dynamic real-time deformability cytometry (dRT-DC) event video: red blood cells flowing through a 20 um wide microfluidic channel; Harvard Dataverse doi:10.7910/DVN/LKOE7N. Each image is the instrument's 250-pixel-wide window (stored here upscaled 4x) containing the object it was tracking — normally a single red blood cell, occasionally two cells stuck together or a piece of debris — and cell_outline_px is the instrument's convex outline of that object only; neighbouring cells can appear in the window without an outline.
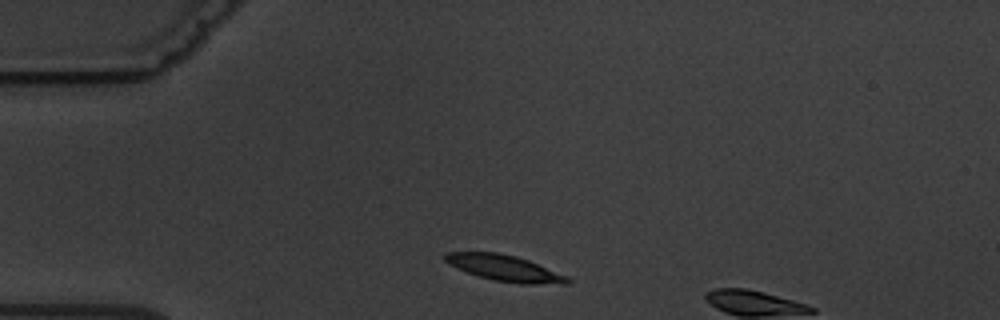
{"species": "common noctule bat (a hibernating species)", "species_latin": "Nyctalus noctula", "temperature_condition": "warm", "stored_images_in_passage": 4, "camera_frame_rate_fps": 3000, "um_per_image_px": 0.085, "animal": {"sex": "male", "body_mass_g": 19.5, "forearm_length_mm": 54.6}, "frame": {"image": 1, "passage_image": 1, "time_ms": 0.0, "image_size_px": [1000, 320], "cell_outline_px": [[572, 280], [568, 284], [520, 284], [496, 280], [480, 276], [456, 268], [448, 264], [444, 260], [444, 252], [500, 252], [516, 256], [528, 260], [564, 276]], "centroid_in_image_um": [42.84, 22.78], "position_along_channel_um": 42.2, "area_um2": 18.32}}